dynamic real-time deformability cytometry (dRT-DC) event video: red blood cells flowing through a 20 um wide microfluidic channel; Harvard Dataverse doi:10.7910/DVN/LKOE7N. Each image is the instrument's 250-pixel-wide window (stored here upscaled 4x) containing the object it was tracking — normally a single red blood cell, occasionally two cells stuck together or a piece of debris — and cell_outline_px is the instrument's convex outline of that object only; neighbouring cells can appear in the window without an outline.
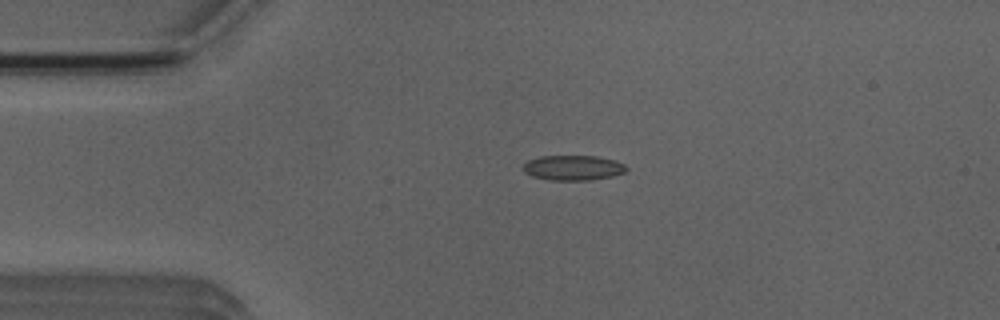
{"species": "Egyptian fruit bat (a non-hibernating species)", "species_latin": "Rousettus aegyptiacus", "temperature_condition": "room temperature", "stored_images_in_passage": 4, "camera_frame_rate_fps": 3000, "um_per_image_px": 0.085, "animal": {"sex": "male"}, "frame": {"image": 1, "passage_image": 3, "time_ms": 2.333, "image_size_px": [1000, 320], "cell_outline_px": [[628, 168], [624, 172], [612, 176], [588, 180], [548, 180], [532, 176], [524, 172], [524, 164], [528, 160], [540, 156], [596, 156], [612, 160], [624, 164]], "centroid_in_image_um": [48.69, 14.26], "position_along_channel_um": 36.3, "area_um2": 14.91}}